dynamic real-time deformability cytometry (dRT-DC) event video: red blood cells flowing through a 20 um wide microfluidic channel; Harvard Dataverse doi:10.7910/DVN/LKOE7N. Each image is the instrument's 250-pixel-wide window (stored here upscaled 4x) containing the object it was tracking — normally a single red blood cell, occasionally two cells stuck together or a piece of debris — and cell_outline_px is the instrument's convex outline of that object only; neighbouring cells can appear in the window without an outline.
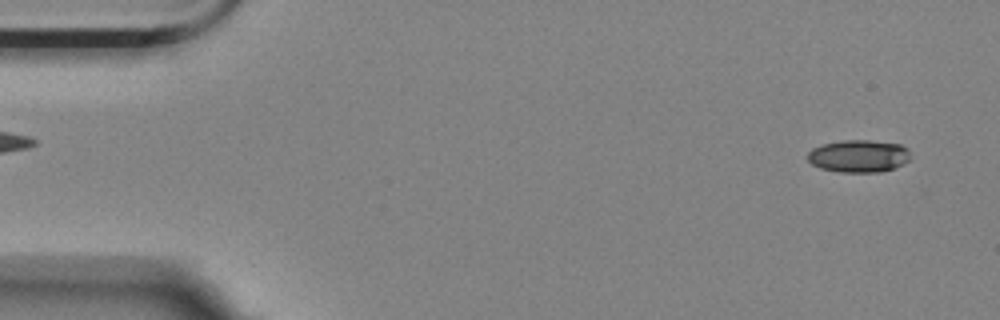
{"species": "Egyptian fruit bat (a non-hibernating species)", "species_latin": "Rousettus aegyptiacus", "temperature_condition": "room temperature", "stored_images_in_passage": 56, "camera_frame_rate_fps": 3000, "um_per_image_px": 0.085, "animal": {"sex": "female"}, "frame": {"image": 1, "passage_image": 3, "time_ms": 0.667, "image_size_px": [1000, 320], "cell_outline_px": [[908, 160], [904, 164], [880, 172], [840, 172], [820, 168], [812, 164], [808, 160], [808, 152], [812, 148], [820, 144], [844, 140], [868, 140], [900, 144], [908, 148]], "centroid_in_image_um": [72.96, 13.26], "position_along_channel_um": 12.0, "area_um2": 19.42}}
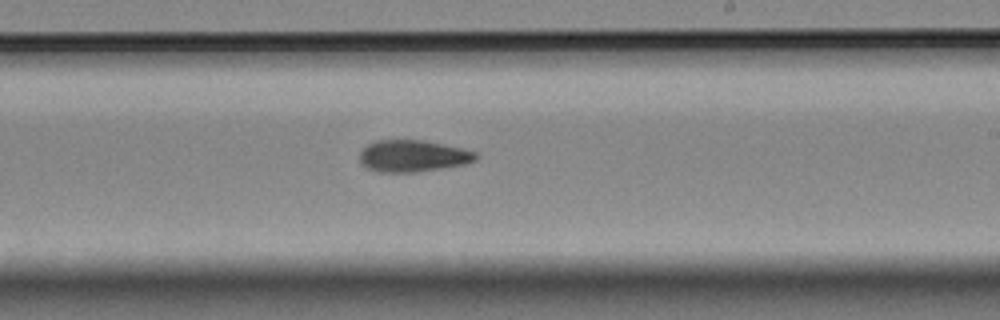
{"frame": {"image": 2, "passage_image": 33, "time_ms": 10.667, "image_size_px": [1000, 320], "cell_outline_px": [[476, 160], [464, 164], [444, 168], [416, 172], [376, 172], [360, 164], [360, 152], [368, 144], [376, 140], [424, 140], [460, 148], [476, 152]], "centroid_in_image_um": [35.06, 13.26], "position_along_channel_um": 253.9, "area_um2": 21.44}}
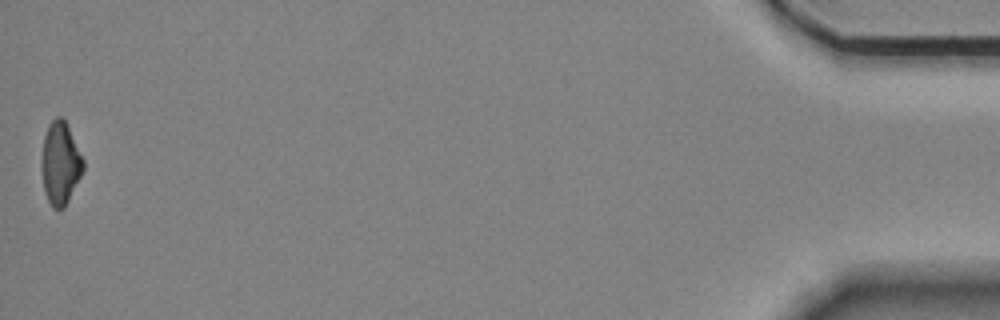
{"frame": {"image": 3, "passage_image": 56, "time_ms": 18.333, "image_size_px": [1000, 320], "cell_outline_px": [[84, 168], [64, 208], [52, 208], [44, 192], [40, 164], [44, 136], [48, 124], [56, 116], [60, 116], [64, 120], [84, 160]], "centroid_in_image_um": [5.09, 13.88], "position_along_channel_um": 430.1, "area_um2": 19.88}, "authors_computed_cell_mechanics": {"area_um2": 21.0103, "velocity_mm_per_s": 3.5353, "shape_relaxation_time_tau1_ms": 6.566, "shape_relaxation_time_tau2_ms": 9.5759, "deformation_change_tau1": 0.1396, "deformation_change_tau2": 0.1978}}